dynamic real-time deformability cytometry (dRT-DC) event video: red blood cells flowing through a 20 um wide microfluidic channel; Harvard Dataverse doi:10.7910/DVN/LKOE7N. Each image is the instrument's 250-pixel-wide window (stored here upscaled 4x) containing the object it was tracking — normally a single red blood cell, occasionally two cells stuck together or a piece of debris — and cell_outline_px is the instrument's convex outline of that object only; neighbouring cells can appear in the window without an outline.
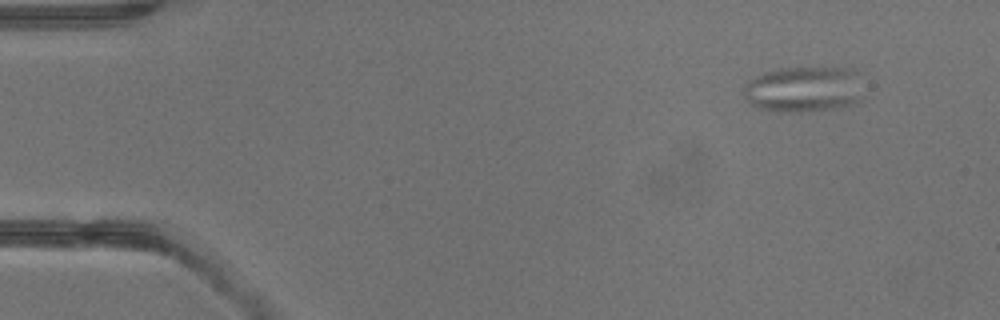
{"species": "common noctule bat (a hibernating species)", "species_latin": "Nyctalus noctula", "temperature_condition": "warm", "stored_images_in_passage": 3, "camera_frame_rate_fps": 3000, "um_per_image_px": 0.085, "animal": {"sex": "male", "body_mass_g": 13.3}, "frame": {"image": 1, "passage_image": 1, "time_ms": 0.0, "image_size_px": [1000, 320], "cell_outline_px": [[864, 100], [856, 104], [844, 108], [800, 112], [776, 112], [760, 108], [752, 104], [744, 96], [744, 84], [748, 80], [764, 72], [780, 68], [852, 68], [856, 72]], "centroid_in_image_um": [68.36, 7.61], "position_along_channel_um": 16.6, "area_um2": 32.48}}